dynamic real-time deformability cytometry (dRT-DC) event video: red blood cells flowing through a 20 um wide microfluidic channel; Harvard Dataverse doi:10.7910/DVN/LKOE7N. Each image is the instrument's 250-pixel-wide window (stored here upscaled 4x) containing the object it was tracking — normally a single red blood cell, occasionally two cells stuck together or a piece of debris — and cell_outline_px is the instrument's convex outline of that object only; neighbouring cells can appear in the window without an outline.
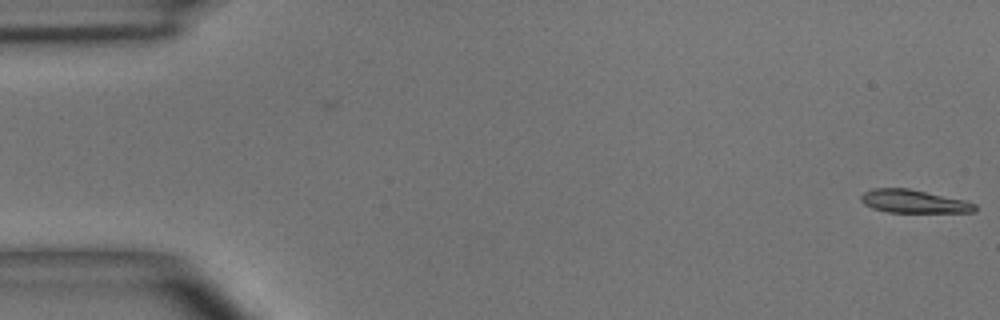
{"species": "common noctule bat (a hibernating species)", "species_latin": "Nyctalus noctula", "temperature_condition": "room temperature", "stored_images_in_passage": 4, "camera_frame_rate_fps": 3000, "um_per_image_px": 0.085, "animal": {"sex": "male", "body_mass_g": 15.6}, "frame": {"image": 1, "passage_image": 1, "time_ms": 0.0, "image_size_px": [1000, 320], "cell_outline_px": [[976, 212], [888, 212], [872, 208], [864, 204], [860, 200], [860, 196], [864, 192], [872, 188], [908, 188], [964, 200], [976, 204]], "centroid_in_image_um": [77.64, 17.11], "position_along_channel_um": 7.4, "area_um2": 15.32}}
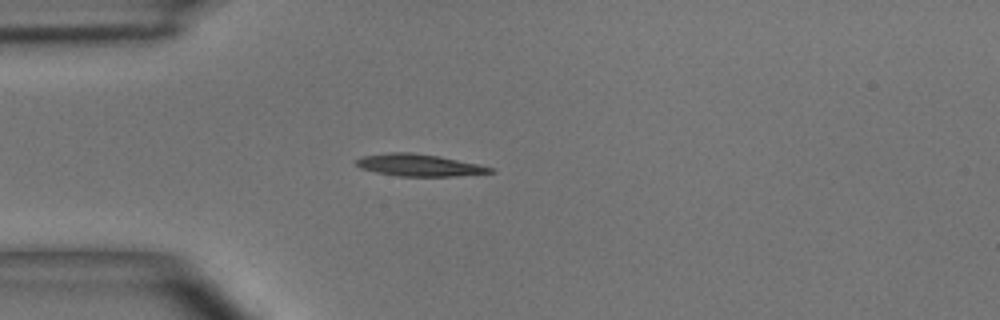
{"frame": {"image": 2, "passage_image": 4, "time_ms": 4.333, "image_size_px": [1000, 320], "cell_outline_px": [[496, 172], [456, 176], [396, 176], [376, 172], [360, 168], [356, 164], [356, 160], [364, 156], [388, 152], [412, 152], [436, 156], [480, 164], [492, 168]], "centroid_in_image_um": [35.62, 14.04], "position_along_channel_um": 49.4, "area_um2": 17.11}}